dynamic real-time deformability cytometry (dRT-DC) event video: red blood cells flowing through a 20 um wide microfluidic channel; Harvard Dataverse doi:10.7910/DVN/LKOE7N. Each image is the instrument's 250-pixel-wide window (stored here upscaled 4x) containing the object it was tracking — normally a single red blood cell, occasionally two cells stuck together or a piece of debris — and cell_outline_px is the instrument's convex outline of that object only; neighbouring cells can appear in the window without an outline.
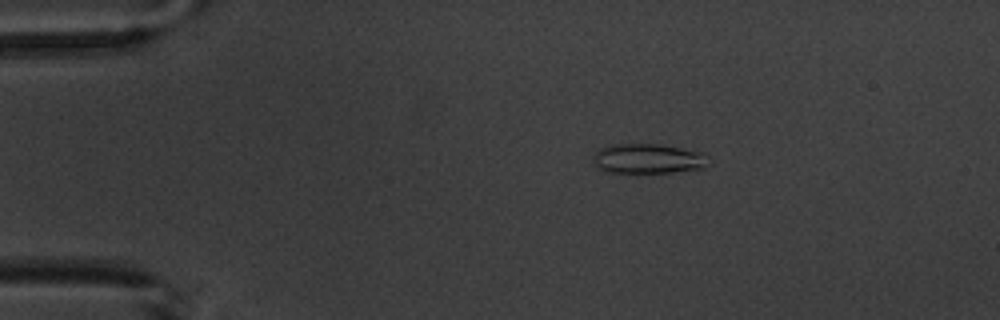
{"species": "common noctule bat (a hibernating species)", "species_latin": "Nyctalus noctula", "temperature_condition": "warm", "stored_images_in_passage": 3, "camera_frame_rate_fps": 3000, "um_per_image_px": 0.085, "animal": {"sex": "male", "body_mass_g": 20.1, "forearm_length_mm": 53.5}, "frame": {"image": 1, "passage_image": 1, "time_ms": 0.0, "image_size_px": [1000, 320], "cell_outline_px": [[712, 164], [704, 168], [672, 172], [604, 172], [596, 168], [596, 152], [600, 148], [612, 144], [660, 144], [700, 152]], "centroid_in_image_um": [55.1, 13.49], "position_along_channel_um": 29.9, "area_um2": 19.83}}
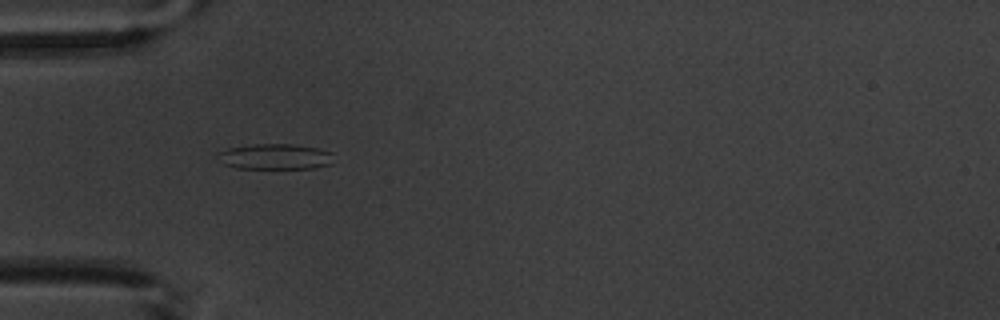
{"frame": {"image": 2, "passage_image": 3, "time_ms": 2.333, "image_size_px": [1000, 320], "cell_outline_px": [[332, 164], [312, 168], [236, 168], [220, 164], [216, 156], [216, 152], [228, 148], [252, 144], [292, 144], [316, 148], [332, 152]], "centroid_in_image_um": [23.3, 13.31], "position_along_channel_um": 61.7, "area_um2": 17.46}}